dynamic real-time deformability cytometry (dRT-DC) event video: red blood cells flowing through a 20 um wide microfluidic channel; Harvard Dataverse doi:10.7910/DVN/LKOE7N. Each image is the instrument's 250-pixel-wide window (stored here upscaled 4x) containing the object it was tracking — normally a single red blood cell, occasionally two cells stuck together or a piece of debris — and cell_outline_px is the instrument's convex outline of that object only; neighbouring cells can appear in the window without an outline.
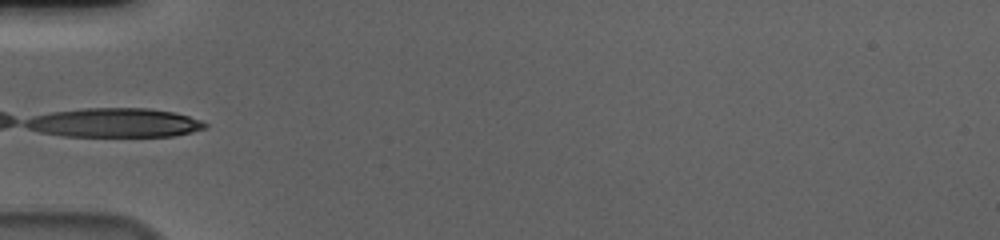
{"species": "human", "species_latin": "Homo sapiens", "temperature_condition": "cold", "stored_images_in_passage": 36, "camera_frame_rate_fps": 3000, "um_per_image_px": 0.085, "donor": {"sex": "male"}, "frame": {"image": 1, "passage_image": 1, "time_ms": 0.0, "image_size_px": [1000, 240], "cell_outline_px": [[204, 124], [200, 128], [188, 132], [168, 136], [72, 136], [48, 132], [32, 128], [24, 124], [28, 120], [40, 116], [56, 112], [96, 108], [140, 108], [168, 112], [188, 116]], "centroid_in_image_um": [9.76, 10.43], "position_along_channel_um": 75.2, "area_um2": 28.5}}
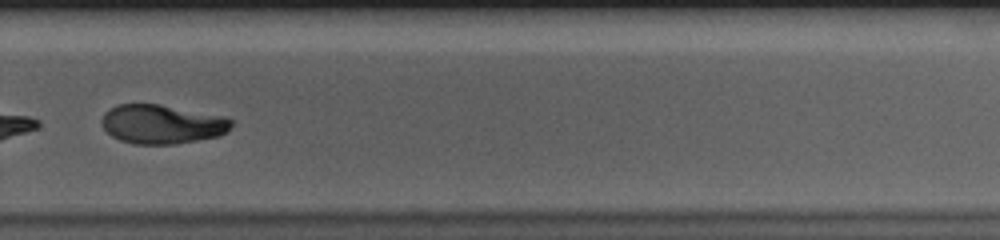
{"frame": {"image": 2, "passage_image": 21, "time_ms": 6.667, "image_size_px": [1000, 240], "cell_outline_px": [[232, 124], [224, 132], [216, 136], [192, 140], [164, 144], [140, 144], [124, 140], [108, 132], [104, 128], [104, 116], [112, 108], [120, 104], [156, 104], [232, 120]], "centroid_in_image_um": [13.71, 10.56], "position_along_channel_um": 316.1, "area_um2": 27.51}}